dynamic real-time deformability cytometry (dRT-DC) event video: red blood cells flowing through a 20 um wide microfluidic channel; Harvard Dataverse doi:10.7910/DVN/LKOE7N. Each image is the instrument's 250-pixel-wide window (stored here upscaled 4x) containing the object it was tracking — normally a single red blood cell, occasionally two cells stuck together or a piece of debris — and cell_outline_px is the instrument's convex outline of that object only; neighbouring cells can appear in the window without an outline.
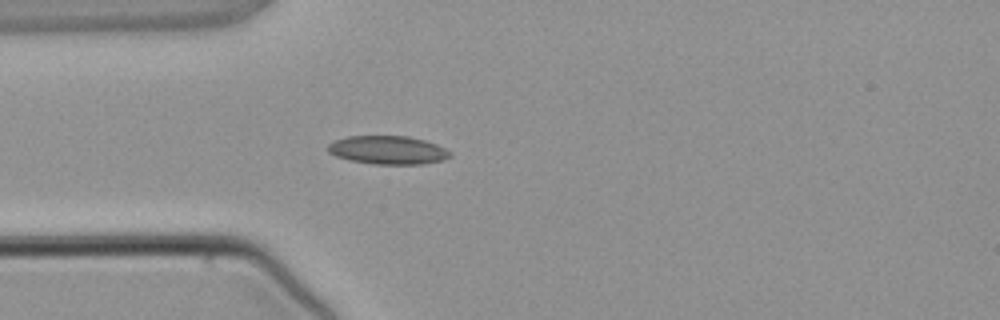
{"species": "common noctule bat (a hibernating species)", "species_latin": "Nyctalus noctula", "temperature_condition": "warm", "stored_images_in_passage": 4, "camera_frame_rate_fps": 3000, "um_per_image_px": 0.085, "animal": {"sex": "male", "body_mass_g": 21.5, "forearm_length_mm": 52.0}, "frame": {"image": 1, "passage_image": 4, "time_ms": 3.333, "image_size_px": [1000, 320], "cell_outline_px": [[452, 156], [444, 160], [424, 164], [372, 164], [352, 160], [336, 156], [328, 152], [328, 144], [336, 140], [348, 136], [408, 136], [424, 140], [436, 144], [452, 152]], "centroid_in_image_um": [33.01, 12.76], "position_along_channel_um": 52.0, "area_um2": 20.23}}